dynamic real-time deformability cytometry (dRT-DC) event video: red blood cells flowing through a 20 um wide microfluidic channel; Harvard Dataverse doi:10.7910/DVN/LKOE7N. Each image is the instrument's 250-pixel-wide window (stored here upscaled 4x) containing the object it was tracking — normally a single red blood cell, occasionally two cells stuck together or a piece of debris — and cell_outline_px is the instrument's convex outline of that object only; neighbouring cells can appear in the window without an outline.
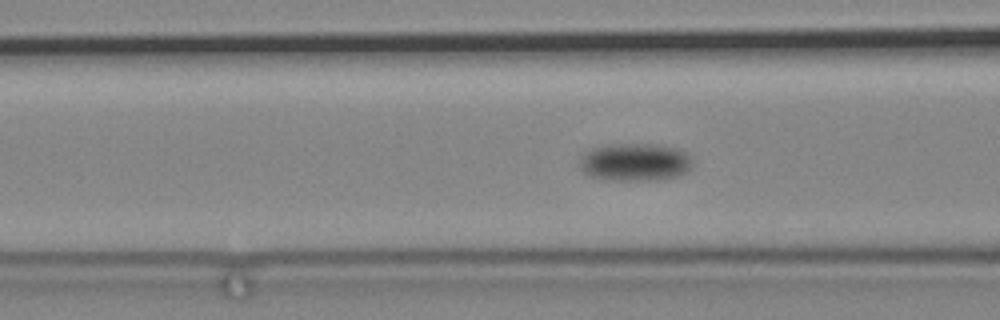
{"species": "common noctule bat (a hibernating species)", "species_latin": "Nyctalus noctula", "temperature_condition": "cold", "stored_images_in_passage": 101, "camera_frame_rate_fps": 3000, "um_per_image_px": 0.085, "animal": {"sex": "male", "body_mass_g": 19.2, "forearm_length_mm": 51.8}, "frame": {"image": 1, "passage_image": 51, "time_ms": 16.667, "image_size_px": [1000, 320], "cell_outline_px": [[692, 168], [680, 176], [652, 180], [608, 180], [588, 176], [580, 168], [580, 156], [588, 148], [612, 144], [656, 144], [676, 148], [684, 152], [692, 160]], "centroid_in_image_um": [53.94, 13.78], "position_along_channel_um": 112.7, "area_um2": 25.14}}
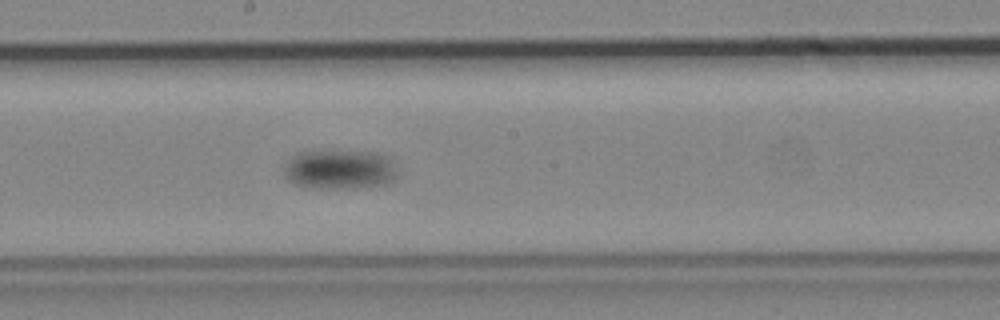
{"frame": {"image": 2, "passage_image": 64, "time_ms": 21.0, "image_size_px": [1000, 320], "cell_outline_px": [[396, 176], [388, 184], [356, 188], [312, 188], [296, 184], [288, 180], [284, 176], [284, 160], [300, 152], [376, 152], [392, 156], [396, 168]], "centroid_in_image_um": [28.89, 14.41], "position_along_channel_um": 219.3, "area_um2": 26.36}}
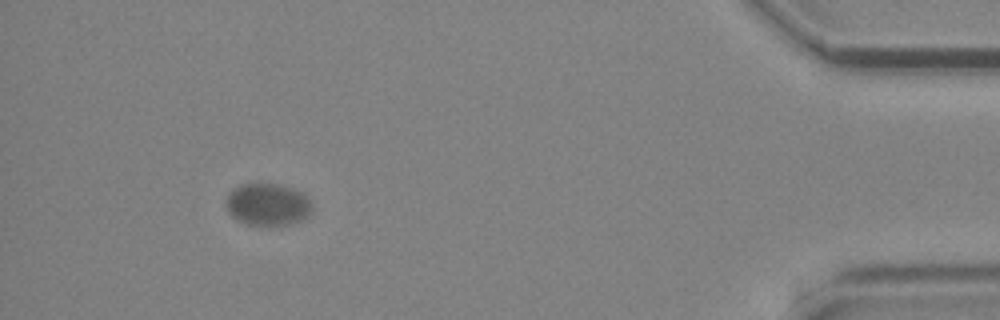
{"frame": {"image": 3, "passage_image": 95, "time_ms": 31.333, "image_size_px": [1000, 320], "cell_outline_px": [[312, 212], [308, 216], [300, 220], [288, 224], [260, 228], [236, 220], [228, 212], [224, 204], [228, 192], [232, 188], [240, 184], [280, 184], [292, 188], [300, 192], [312, 204]], "centroid_in_image_um": [22.69, 17.41], "position_along_channel_um": 412.5, "area_um2": 21.68}}